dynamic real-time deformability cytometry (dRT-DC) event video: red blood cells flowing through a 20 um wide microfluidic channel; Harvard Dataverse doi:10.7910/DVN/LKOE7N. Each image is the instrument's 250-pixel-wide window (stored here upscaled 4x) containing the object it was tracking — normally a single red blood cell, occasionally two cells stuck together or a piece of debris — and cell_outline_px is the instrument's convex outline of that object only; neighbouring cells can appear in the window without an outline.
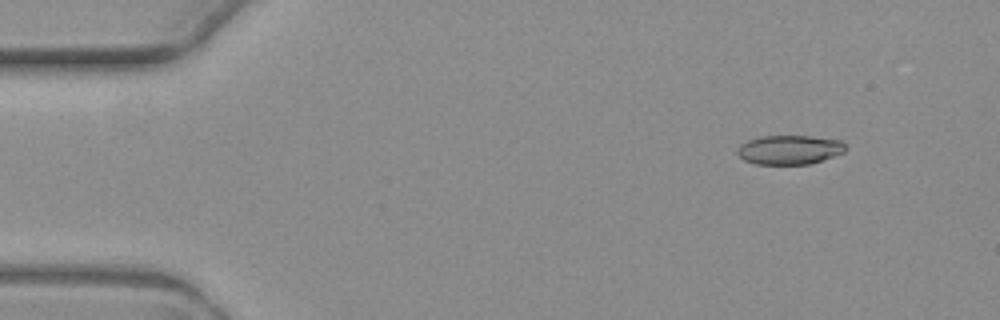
{"species": "common noctule bat (a hibernating species)", "species_latin": "Nyctalus noctula", "temperature_condition": "warm", "stored_images_in_passage": 6, "camera_frame_rate_fps": 3000, "um_per_image_px": 0.085, "animal": {"sex": "female", "body_mass_g": 19.3, "forearm_length_mm": 54.1}, "frame": {"image": 1, "passage_image": 2, "time_ms": 1.333, "image_size_px": [1000, 320], "cell_outline_px": [[848, 148], [844, 152], [808, 164], [756, 164], [744, 160], [736, 152], [736, 148], [740, 144], [748, 140], [760, 136], [812, 136], [840, 140]], "centroid_in_image_um": [67.08, 12.72], "position_along_channel_um": 17.9, "area_um2": 18.38}}
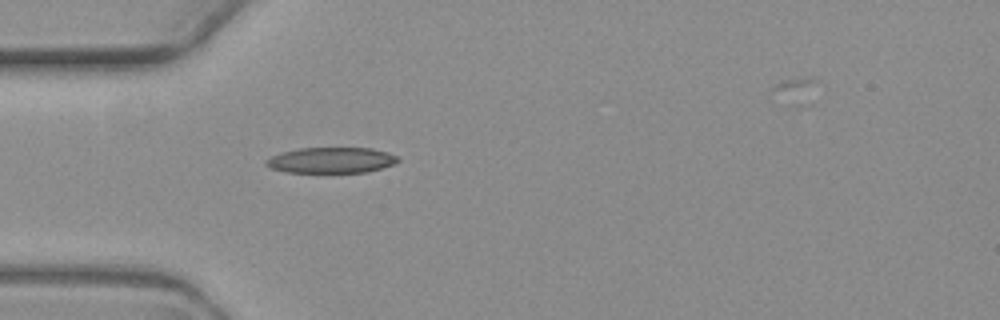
{"frame": {"image": 2, "passage_image": 5, "time_ms": 5.0, "image_size_px": [1000, 320], "cell_outline_px": [[400, 160], [392, 164], [368, 172], [288, 172], [272, 168], [264, 164], [264, 160], [280, 152], [300, 148], [372, 148], [388, 152], [396, 156]], "centroid_in_image_um": [28.13, 13.61], "position_along_channel_um": 56.9, "area_um2": 19.65}}